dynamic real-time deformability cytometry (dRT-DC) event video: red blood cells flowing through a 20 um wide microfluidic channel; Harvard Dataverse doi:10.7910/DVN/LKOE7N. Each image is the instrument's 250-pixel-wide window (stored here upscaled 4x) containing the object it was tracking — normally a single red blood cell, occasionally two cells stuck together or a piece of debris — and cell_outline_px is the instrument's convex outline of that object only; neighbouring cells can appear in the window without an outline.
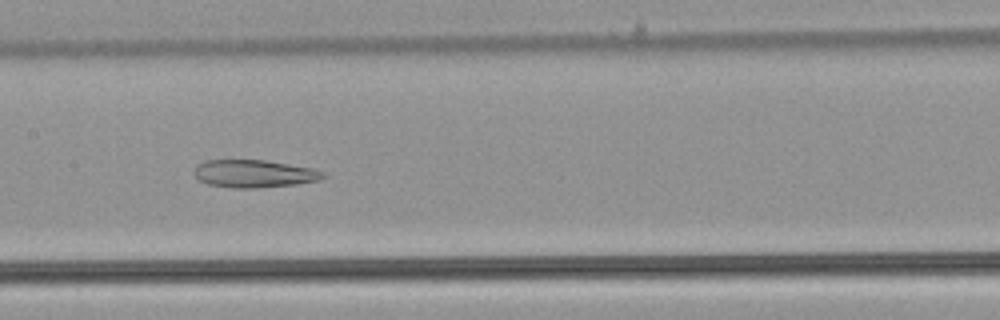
{"species": "common noctule bat (a hibernating species)", "species_latin": "Nyctalus noctula", "temperature_condition": "warm", "stored_images_in_passage": 46, "segment_of_instrument_passage": [1, 2], "camera_frame_rate_fps": 3000, "um_per_image_px": 0.085, "animal": {"sex": "male", "body_mass_g": 21.5, "forearm_length_mm": 52.0}, "frame": {"image": 1, "passage_image": 19, "time_ms": 6.0, "image_size_px": [1000, 320], "cell_outline_px": [[328, 176], [320, 180], [296, 184], [260, 188], [232, 188], [208, 184], [200, 180], [196, 176], [196, 164], [208, 160], [264, 160], [312, 168], [324, 172]], "centroid_in_image_um": [21.64, 14.77], "position_along_channel_um": 185.8, "area_um2": 20.75}}
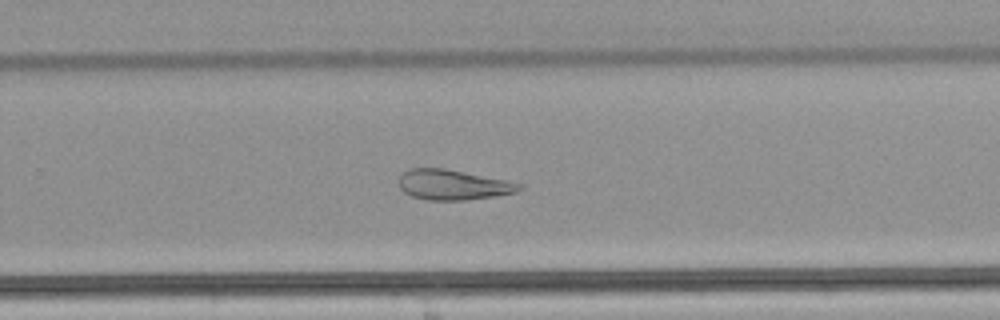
{"frame": {"image": 2, "passage_image": 27, "time_ms": 8.667, "image_size_px": [1000, 320], "cell_outline_px": [[524, 188], [516, 192], [492, 196], [464, 200], [424, 200], [412, 196], [404, 192], [400, 188], [400, 176], [408, 168], [444, 168], [524, 184]], "centroid_in_image_um": [38.49, 15.71], "position_along_channel_um": 291.3, "area_um2": 20.98}}
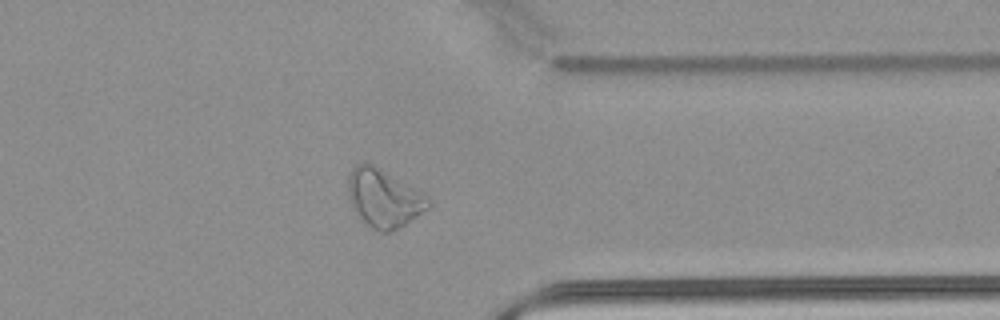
{"frame": {"image": 3, "passage_image": 34, "time_ms": 11.0, "image_size_px": [1000, 320], "cell_outline_px": [[432, 204], [428, 208], [400, 228], [392, 232], [380, 232], [372, 228], [356, 216], [352, 208], [348, 196], [348, 176], [352, 168], [356, 164], [364, 160], [372, 164], [428, 196], [432, 200]], "centroid_in_image_um": [32.6, 16.86], "position_along_channel_um": 378.8, "area_um2": 27.34}}